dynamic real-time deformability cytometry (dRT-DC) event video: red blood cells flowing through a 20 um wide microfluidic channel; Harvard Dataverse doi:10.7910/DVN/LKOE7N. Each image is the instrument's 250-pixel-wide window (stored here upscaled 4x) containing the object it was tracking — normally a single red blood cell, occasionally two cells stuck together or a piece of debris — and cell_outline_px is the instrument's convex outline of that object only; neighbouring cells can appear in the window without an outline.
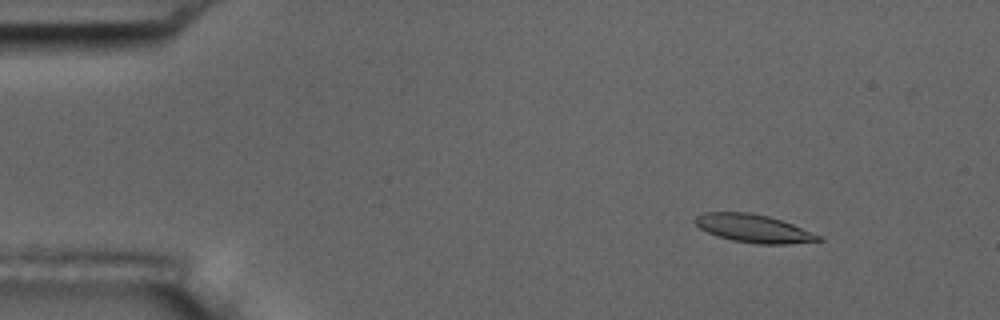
{"species": "common noctule bat (a hibernating species)", "species_latin": "Nyctalus noctula", "temperature_condition": "room temperature", "stored_images_in_passage": 4, "camera_frame_rate_fps": 3000, "um_per_image_px": 0.085, "animal": {"sex": "male", "body_mass_g": 17.5, "forearm_length_mm": 52.3}, "frame": {"image": 1, "passage_image": 2, "time_ms": 1.0, "image_size_px": [1000, 320], "cell_outline_px": [[824, 240], [788, 244], [756, 244], [732, 240], [716, 236], [700, 228], [696, 224], [696, 216], [704, 212], [752, 212], [768, 216], [792, 224], [820, 236]], "centroid_in_image_um": [64.04, 19.42], "position_along_channel_um": 21.0, "area_um2": 20.0}}
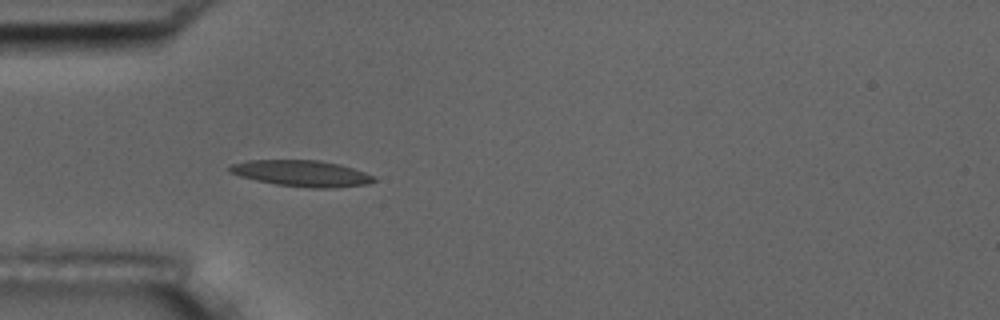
{"frame": {"image": 2, "passage_image": 4, "time_ms": 4.333, "image_size_px": [1000, 320], "cell_outline_px": [[376, 180], [368, 184], [328, 188], [312, 188], [276, 184], [256, 180], [240, 176], [228, 172], [228, 164], [248, 160], [316, 160], [340, 164], [364, 172], [372, 176]], "centroid_in_image_um": [25.58, 14.73], "position_along_channel_um": 59.4, "area_um2": 21.91}}